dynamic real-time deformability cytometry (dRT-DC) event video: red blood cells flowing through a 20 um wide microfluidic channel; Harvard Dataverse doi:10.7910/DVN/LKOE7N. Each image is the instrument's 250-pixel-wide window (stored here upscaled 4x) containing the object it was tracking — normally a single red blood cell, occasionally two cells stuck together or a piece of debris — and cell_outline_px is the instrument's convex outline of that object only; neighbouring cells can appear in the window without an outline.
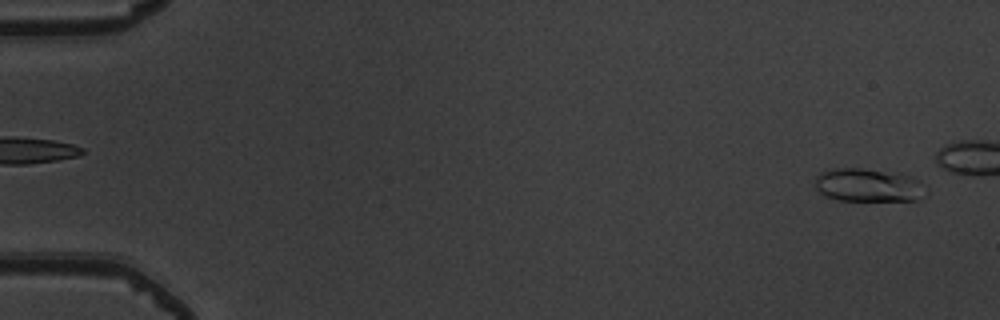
{"species": "common noctule bat (a hibernating species)", "species_latin": "Nyctalus noctula", "temperature_condition": "warm", "stored_images_in_passage": 45, "camera_frame_rate_fps": 3000, "um_per_image_px": 0.085, "animal": {"sex": "male", "body_mass_g": 19.5, "forearm_length_mm": 54.6}, "frame": {"image": 1, "passage_image": 2, "time_ms": 0.333, "image_size_px": [1000, 320], "cell_outline_px": [[928, 192], [920, 200], [836, 200], [824, 196], [816, 188], [816, 176], [820, 172], [832, 168], [860, 168], [896, 172], [908, 176], [916, 180]], "centroid_in_image_um": [73.78, 15.74], "position_along_channel_um": 11.2, "area_um2": 21.5}}
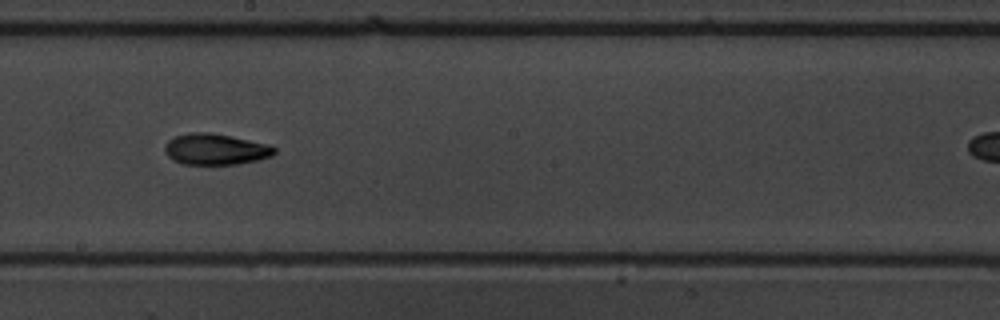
{"frame": {"image": 2, "passage_image": 30, "time_ms": 9.667, "image_size_px": [1000, 320], "cell_outline_px": [[276, 152], [272, 156], [256, 160], [236, 164], [184, 164], [172, 160], [164, 152], [164, 148], [168, 140], [176, 136], [192, 132], [212, 132], [268, 144], [276, 148]], "centroid_in_image_um": [18.3, 12.68], "position_along_channel_um": 229.9, "area_um2": 19.83}}
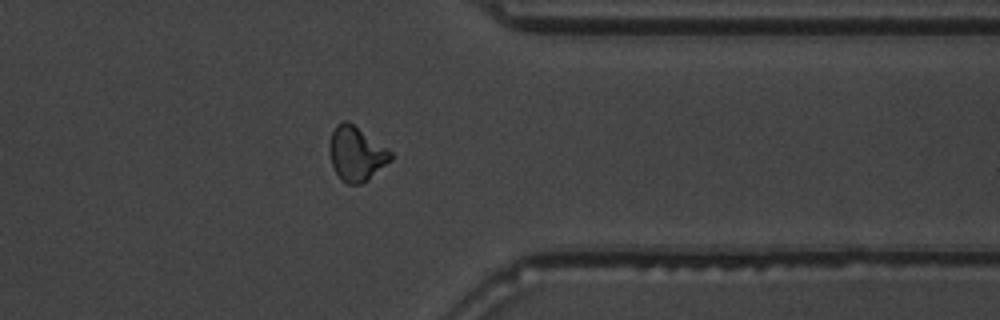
{"frame": {"image": 3, "passage_image": 42, "time_ms": 13.667, "image_size_px": [1000, 320], "cell_outline_px": [[392, 160], [368, 180], [360, 184], [348, 184], [340, 180], [332, 164], [328, 148], [328, 144], [332, 132], [336, 124], [344, 120], [348, 120], [388, 148], [392, 152]], "centroid_in_image_um": [30.28, 13.06], "position_along_channel_um": 381.1, "area_um2": 19.65}}